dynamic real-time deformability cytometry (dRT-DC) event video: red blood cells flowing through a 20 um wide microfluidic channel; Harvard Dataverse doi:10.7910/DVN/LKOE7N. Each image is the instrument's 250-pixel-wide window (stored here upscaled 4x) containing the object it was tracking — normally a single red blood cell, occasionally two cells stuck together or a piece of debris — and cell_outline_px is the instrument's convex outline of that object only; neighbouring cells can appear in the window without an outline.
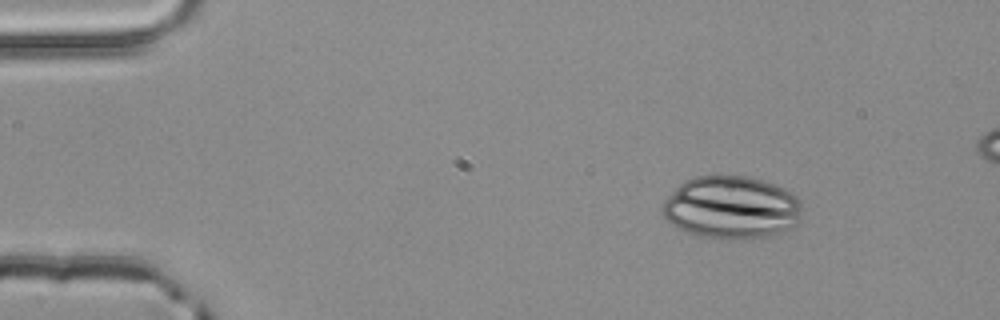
{"species": "common noctule bat (a hibernating species)", "species_latin": "Nyctalus noctula", "temperature_condition": "room temperature", "stored_images_in_passage": 4, "camera_frame_rate_fps": 3000, "um_per_image_px": 0.085, "animal": {"sex": "male", "body_mass_g": 20.4}, "frame": {"image": 1, "passage_image": 2, "time_ms": 0.333, "image_size_px": [1000, 320], "cell_outline_px": [[800, 224], [792, 228], [768, 236], [744, 240], [700, 236], [688, 232], [672, 224], [660, 212], [660, 208], [664, 200], [684, 180], [696, 176], [748, 176], [764, 180], [784, 188], [796, 196], [800, 200]], "centroid_in_image_um": [62.18, 17.64], "position_along_channel_um": 22.8, "area_um2": 51.33}}